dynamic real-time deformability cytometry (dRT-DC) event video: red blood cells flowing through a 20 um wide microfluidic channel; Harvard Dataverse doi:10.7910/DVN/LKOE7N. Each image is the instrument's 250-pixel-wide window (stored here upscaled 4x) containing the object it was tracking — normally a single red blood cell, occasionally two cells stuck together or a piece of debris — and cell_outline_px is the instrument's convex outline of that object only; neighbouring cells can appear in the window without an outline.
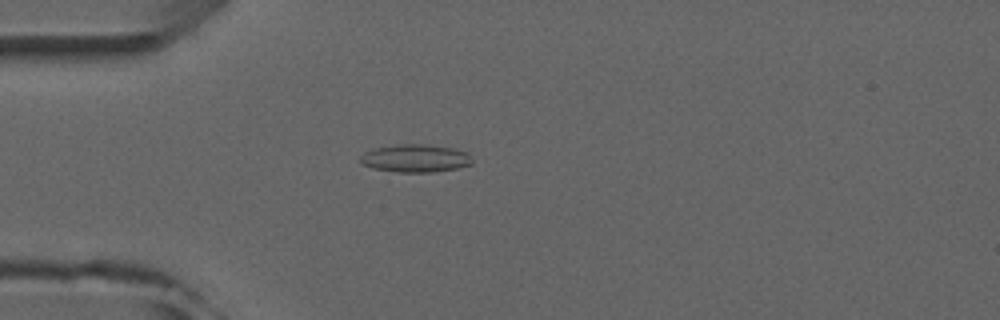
{"species": "common noctule bat (a hibernating species)", "species_latin": "Nyctalus noctula", "temperature_condition": "room temperature", "stored_images_in_passage": 5, "camera_frame_rate_fps": 3000, "um_per_image_px": 0.085, "animal": {"sex": "male", "forearm_length_mm": 52.5}, "frame": {"image": 1, "passage_image": 4, "time_ms": 4.333, "image_size_px": [1000, 320], "cell_outline_px": [[472, 164], [456, 168], [432, 172], [396, 172], [372, 168], [360, 164], [360, 156], [364, 152], [372, 148], [400, 144], [424, 144], [452, 148], [468, 152], [472, 160]], "centroid_in_image_um": [35.26, 13.45], "position_along_channel_um": 49.7, "area_um2": 18.26}}